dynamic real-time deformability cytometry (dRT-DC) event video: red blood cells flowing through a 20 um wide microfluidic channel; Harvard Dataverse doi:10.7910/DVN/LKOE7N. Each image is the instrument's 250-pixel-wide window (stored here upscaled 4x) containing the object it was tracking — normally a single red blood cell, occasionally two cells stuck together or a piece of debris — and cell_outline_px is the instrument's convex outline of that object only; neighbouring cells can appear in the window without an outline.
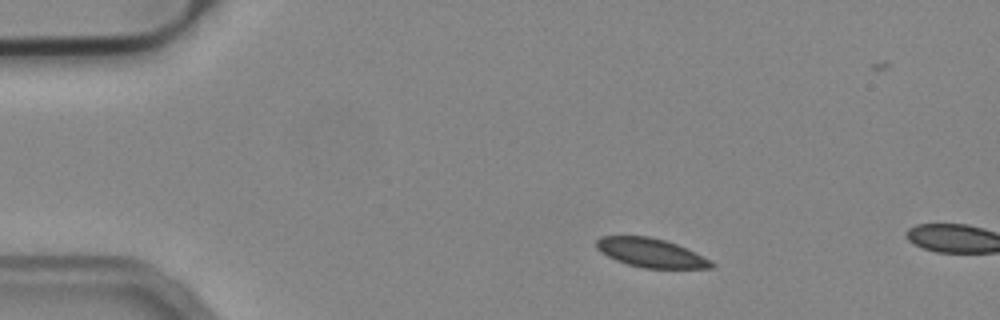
{"species": "common noctule bat (a hibernating species)", "species_latin": "Nyctalus noctula", "temperature_condition": "cold", "stored_images_in_passage": 3, "camera_frame_rate_fps": 3000, "um_per_image_px": 0.085, "animal": {"sex": "male", "body_mass_g": 19.2, "forearm_length_mm": 51.8}, "frame": {"image": 1, "passage_image": 1, "time_ms": 0.0, "image_size_px": [1000, 320], "cell_outline_px": [[716, 264], [712, 268], [644, 268], [628, 264], [616, 260], [600, 252], [596, 248], [596, 240], [600, 236], [648, 236], [664, 240], [676, 244]], "centroid_in_image_um": [55.25, 21.48], "position_along_channel_um": 29.8, "area_um2": 19.02}}